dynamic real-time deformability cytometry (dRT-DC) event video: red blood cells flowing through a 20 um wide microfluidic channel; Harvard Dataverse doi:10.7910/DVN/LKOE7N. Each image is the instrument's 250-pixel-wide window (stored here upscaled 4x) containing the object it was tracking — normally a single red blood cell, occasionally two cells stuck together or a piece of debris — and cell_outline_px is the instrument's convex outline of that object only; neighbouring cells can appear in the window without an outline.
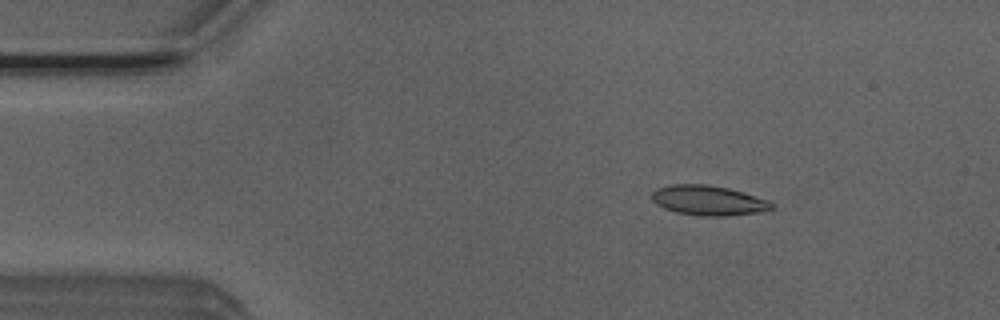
{"species": "Egyptian fruit bat (a non-hibernating species)", "species_latin": "Rousettus aegyptiacus", "temperature_condition": "room temperature", "stored_images_in_passage": 52, "camera_frame_rate_fps": 3000, "um_per_image_px": 0.085, "animal": {"sex": "male"}, "frame": {"image": 1, "passage_image": 8, "time_ms": 2.333, "image_size_px": [1000, 320], "cell_outline_px": [[772, 208], [756, 212], [724, 216], [704, 216], [676, 212], [664, 208], [656, 204], [652, 200], [652, 192], [656, 188], [672, 184], [704, 184], [728, 188], [744, 192], [768, 200], [772, 204]], "centroid_in_image_um": [60.16, 17.02], "position_along_channel_um": 24.8, "area_um2": 20.63}}
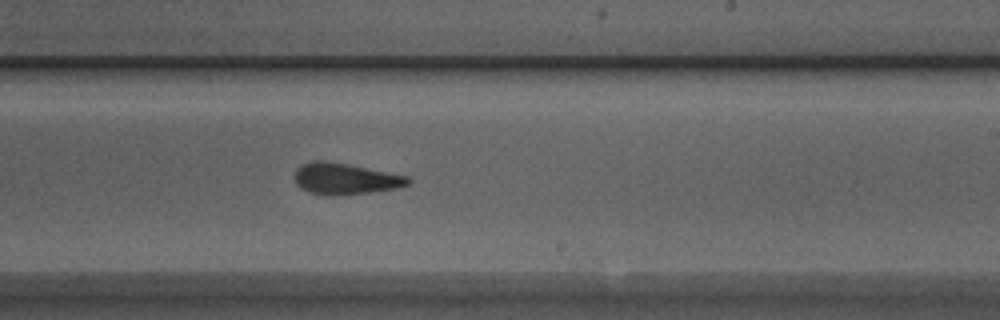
{"frame": {"image": 2, "passage_image": 31, "time_ms": 10.0, "image_size_px": [1000, 320], "cell_outline_px": [[412, 180], [408, 184], [396, 188], [344, 196], [332, 196], [308, 192], [300, 188], [296, 184], [292, 176], [296, 168], [300, 164], [312, 160], [324, 160], [348, 164], [408, 176]], "centroid_in_image_um": [29.27, 15.19], "position_along_channel_um": 259.7, "area_um2": 21.1}}
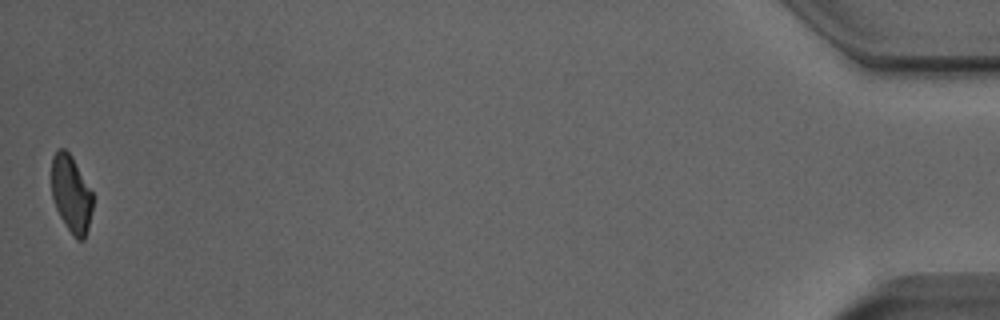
{"frame": {"image": 3, "passage_image": 52, "time_ms": 17.0, "image_size_px": [1000, 320], "cell_outline_px": [[92, 212], [88, 228], [84, 240], [76, 240], [72, 236], [64, 224], [52, 200], [52, 156], [56, 148], [64, 148], [72, 156], [92, 192]], "centroid_in_image_um": [6.04, 16.5], "position_along_channel_um": 429.2, "area_um2": 18.67}, "authors_computed_cell_mechanics": {"area_um2": 20.519, "velocity_mm_per_s": 3.8829, "shape_relaxation_time_tau1_ms": 9.3572, "shape_relaxation_time_tau2_ms": 2.6548, "deformation_change_tau1": 0.2238, "deformation_change_tau2": 0.0925}}